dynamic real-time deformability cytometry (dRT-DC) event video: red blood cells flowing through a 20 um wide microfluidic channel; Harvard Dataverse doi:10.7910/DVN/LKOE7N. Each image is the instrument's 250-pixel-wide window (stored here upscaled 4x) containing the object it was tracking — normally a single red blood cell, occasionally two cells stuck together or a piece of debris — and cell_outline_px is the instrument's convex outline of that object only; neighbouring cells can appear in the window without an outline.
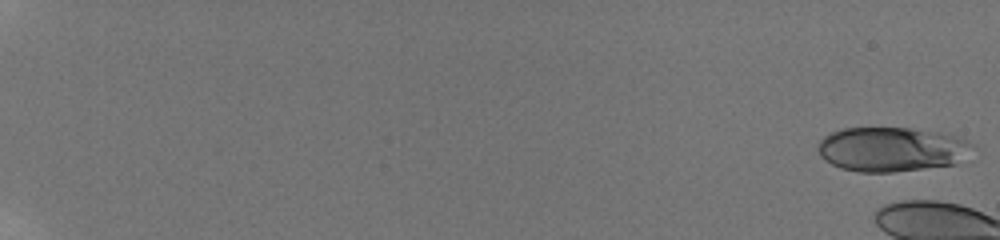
{"species": "human", "species_latin": "Homo sapiens", "temperature_condition": "room temperature", "stored_images_in_passage": 6, "camera_frame_rate_fps": 3000, "um_per_image_px": 0.085, "donor": {"sex": "male"}, "frame": {"image": 1, "passage_image": 1, "time_ms": 0.0, "image_size_px": [1000, 240], "cell_outline_px": [[972, 144], [956, 164], [892, 172], [860, 172], [840, 168], [824, 160], [820, 156], [816, 144], [824, 136], [832, 132], [844, 128], [908, 128], [936, 132], [956, 136], [968, 140]], "centroid_in_image_um": [75.69, 12.69], "position_along_channel_um": 9.3, "area_um2": 39.65}}